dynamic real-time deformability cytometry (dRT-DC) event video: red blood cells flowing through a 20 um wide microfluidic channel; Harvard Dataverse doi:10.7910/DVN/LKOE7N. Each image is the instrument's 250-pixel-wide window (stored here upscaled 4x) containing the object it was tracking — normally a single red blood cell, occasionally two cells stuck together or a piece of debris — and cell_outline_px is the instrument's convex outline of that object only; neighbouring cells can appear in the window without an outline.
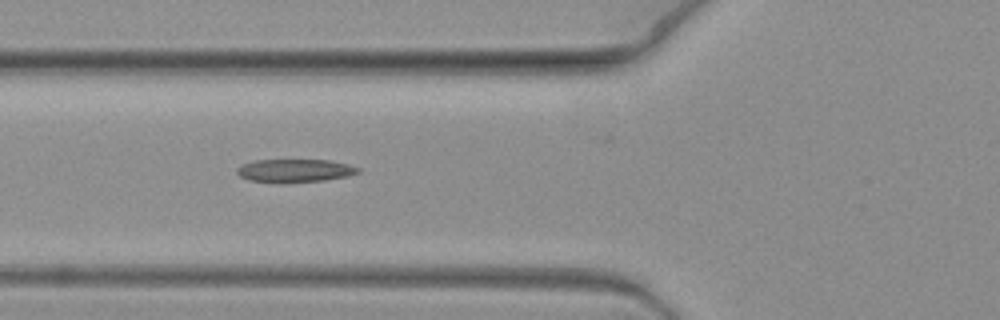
{"species": "common noctule bat (a hibernating species)", "species_latin": "Nyctalus noctula", "temperature_condition": "warm", "stored_images_in_passage": 8, "camera_frame_rate_fps": 3000, "um_per_image_px": 0.085, "animal": {"sex": "female", "body_mass_g": 19.3, "forearm_length_mm": 54.1}, "frame": {"image": 1, "passage_image": 7, "time_ms": 2.0, "image_size_px": [1000, 320], "cell_outline_px": [[360, 172], [348, 176], [324, 180], [284, 184], [280, 184], [248, 180], [240, 176], [236, 172], [236, 168], [240, 164], [256, 160], [332, 160], [348, 164], [360, 168]], "centroid_in_image_um": [25.03, 14.52], "position_along_channel_um": 100.8, "area_um2": 16.76}}
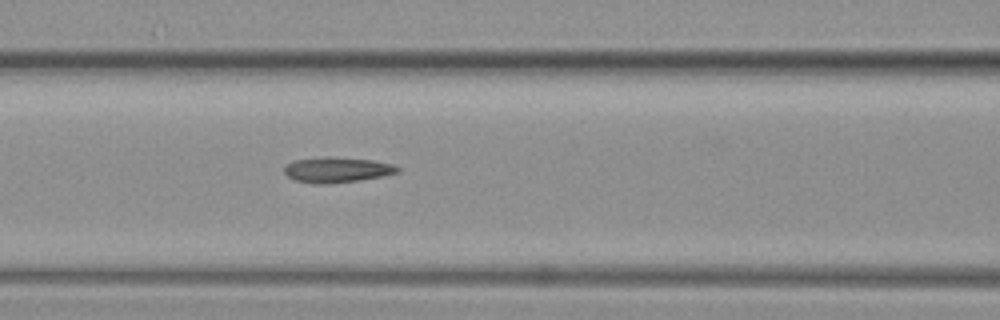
{"frame": {"image": 2, "passage_image": 8, "time_ms": 2.333, "image_size_px": [1000, 320], "cell_outline_px": [[400, 172], [360, 180], [328, 184], [316, 184], [296, 180], [288, 176], [284, 172], [284, 168], [292, 160], [324, 156], [328, 156], [372, 160], [392, 164], [400, 168]], "centroid_in_image_um": [28.63, 14.42], "position_along_channel_um": 138.0, "area_um2": 16.76}}